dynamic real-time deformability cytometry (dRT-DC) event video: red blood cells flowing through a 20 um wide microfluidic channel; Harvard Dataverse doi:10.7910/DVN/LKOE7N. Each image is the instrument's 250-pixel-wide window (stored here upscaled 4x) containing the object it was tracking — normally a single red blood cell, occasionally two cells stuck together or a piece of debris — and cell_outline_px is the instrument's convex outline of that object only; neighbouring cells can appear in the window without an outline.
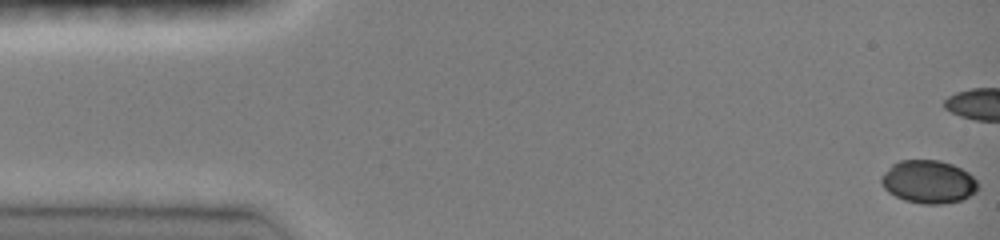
{"species": "common noctule bat (a hibernating species)", "species_latin": "Nyctalus noctula", "temperature_condition": "room temperature", "stored_images_in_passage": 22, "camera_frame_rate_fps": 3000, "um_per_image_px": 0.085, "animal": {"sex": "female", "body_mass_g": 19.0, "forearm_length_mm": 51.5}, "frame": {"image": 1, "passage_image": 1, "time_ms": 0.0, "image_size_px": [1000, 240], "cell_outline_px": [[980, 188], [976, 192], [960, 200], [940, 204], [920, 204], [904, 200], [888, 192], [884, 188], [880, 180], [880, 176], [892, 164], [900, 160], [940, 160], [952, 164], [968, 172], [976, 180]], "centroid_in_image_um": [78.91, 15.45], "position_along_channel_um": 6.1, "area_um2": 24.33}}